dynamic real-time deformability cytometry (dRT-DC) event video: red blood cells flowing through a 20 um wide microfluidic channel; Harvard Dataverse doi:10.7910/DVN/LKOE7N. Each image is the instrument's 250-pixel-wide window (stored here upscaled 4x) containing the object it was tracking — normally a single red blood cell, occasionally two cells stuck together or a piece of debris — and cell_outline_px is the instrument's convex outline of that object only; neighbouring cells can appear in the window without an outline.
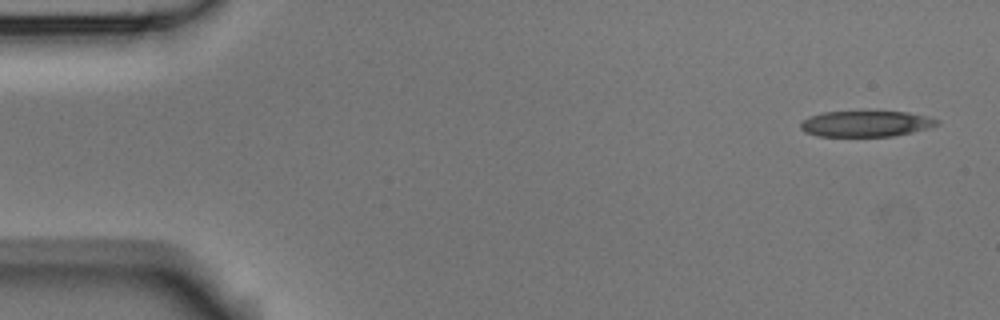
{"species": "Egyptian fruit bat (a non-hibernating species)", "species_latin": "Rousettus aegyptiacus", "temperature_condition": "room temperature", "stored_images_in_passage": 5, "segment_of_instrument_passage": [1, 2], "camera_frame_rate_fps": 3000, "um_per_image_px": 0.085, "animal": {"sex": "male"}, "frame": {"image": 1, "passage_image": 1, "time_ms": 0.0, "image_size_px": [1000, 320], "cell_outline_px": [[940, 124], [912, 132], [892, 136], [816, 136], [804, 132], [800, 128], [800, 124], [804, 120], [812, 116], [824, 112], [908, 112], [928, 116], [940, 120]], "centroid_in_image_um": [73.62, 10.52], "position_along_channel_um": 11.4, "area_um2": 20.4}}